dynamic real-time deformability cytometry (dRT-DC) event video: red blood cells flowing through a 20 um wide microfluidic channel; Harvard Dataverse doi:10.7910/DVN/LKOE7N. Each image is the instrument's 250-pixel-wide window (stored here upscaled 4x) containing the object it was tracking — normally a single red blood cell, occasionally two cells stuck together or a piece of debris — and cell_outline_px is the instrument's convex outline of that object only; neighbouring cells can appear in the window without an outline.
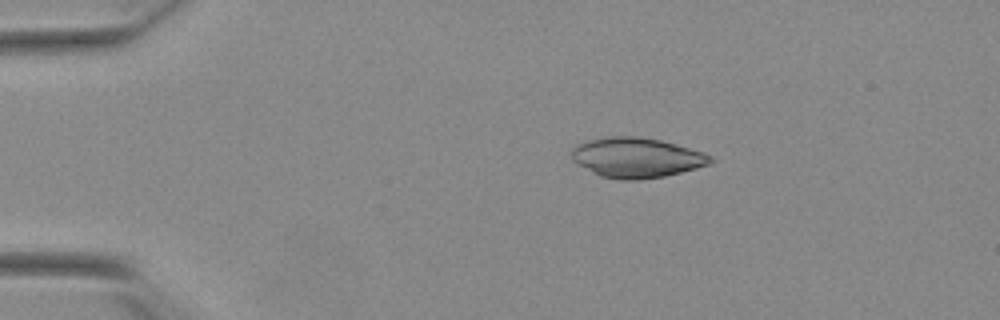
{"species": "Egyptian fruit bat (a non-hibernating species)", "species_latin": "Rousettus aegyptiacus", "temperature_condition": "warm", "stored_images_in_passage": 12, "camera_frame_rate_fps": 3000, "um_per_image_px": 0.085, "animal": {"sex": "female"}, "frame": {"image": 1, "passage_image": 1, "time_ms": 0.0, "image_size_px": [1000, 320], "cell_outline_px": [[716, 160], [708, 164], [696, 168], [664, 176], [636, 180], [620, 180], [600, 176], [572, 160], [572, 148], [576, 144], [592, 140], [612, 136], [636, 136], [660, 140], [704, 152], [712, 156]], "centroid_in_image_um": [54.13, 13.4], "position_along_channel_um": 30.9, "area_um2": 32.08}}
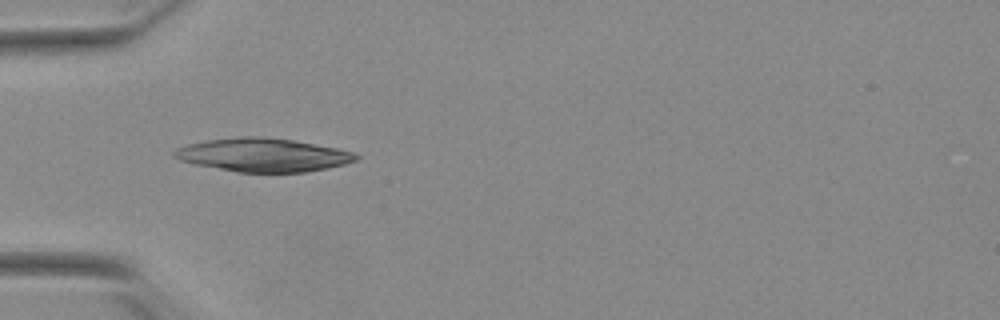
{"frame": {"image": 2, "passage_image": 8, "time_ms": 2.333, "image_size_px": [1000, 320], "cell_outline_px": [[360, 156], [356, 160], [344, 164], [304, 172], [236, 172], [192, 164], [180, 160], [172, 156], [172, 152], [176, 148], [188, 144], [208, 140], [240, 136], [264, 136], [292, 140], [336, 148], [352, 152]], "centroid_in_image_um": [22.29, 13.17], "position_along_channel_um": 62.7, "area_um2": 35.32}}
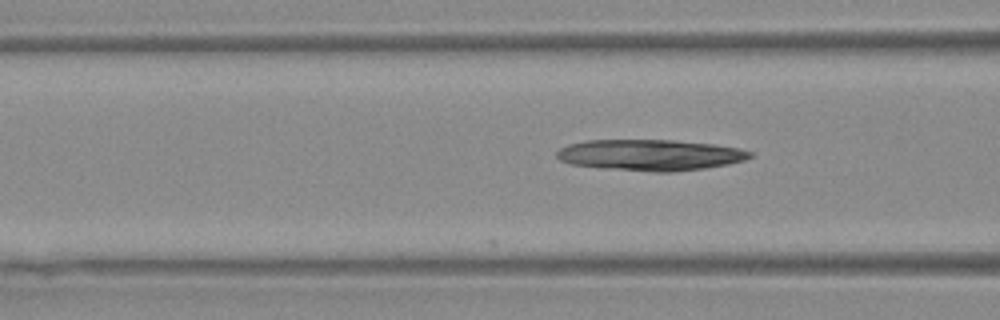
{"frame": {"image": 3, "passage_image": 12, "time_ms": 3.667, "image_size_px": [1000, 320], "cell_outline_px": [[752, 156], [744, 160], [728, 164], [704, 168], [672, 172], [652, 172], [600, 168], [572, 164], [560, 160], [556, 156], [556, 152], [560, 148], [568, 144], [584, 140], [672, 140], [712, 144], [740, 148], [752, 152]], "centroid_in_image_um": [55.24, 13.17], "position_along_channel_um": 111.4, "area_um2": 35.08}}